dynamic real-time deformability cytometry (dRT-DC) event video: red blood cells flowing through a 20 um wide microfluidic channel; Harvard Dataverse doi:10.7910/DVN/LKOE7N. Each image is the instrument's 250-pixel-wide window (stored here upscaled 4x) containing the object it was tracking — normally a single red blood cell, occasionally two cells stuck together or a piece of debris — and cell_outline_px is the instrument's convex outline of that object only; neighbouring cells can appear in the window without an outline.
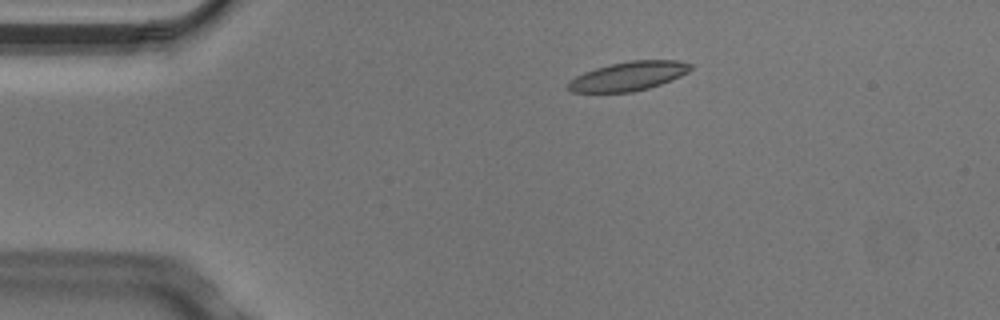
{"species": "Egyptian fruit bat (a non-hibernating species)", "species_latin": "Rousettus aegyptiacus", "temperature_condition": "cold", "stored_images_in_passage": 7, "camera_frame_rate_fps": 3000, "um_per_image_px": 0.085, "animal": {"sex": "male"}, "frame": {"image": 1, "passage_image": 2, "time_ms": 0.333, "image_size_px": [1000, 320], "cell_outline_px": [[692, 68], [688, 72], [672, 80], [648, 88], [632, 92], [572, 92], [568, 88], [568, 80], [584, 72], [608, 64], [632, 60], [680, 60], [692, 64]], "centroid_in_image_um": [53.43, 6.46], "position_along_channel_um": 31.6, "area_um2": 20.75}}
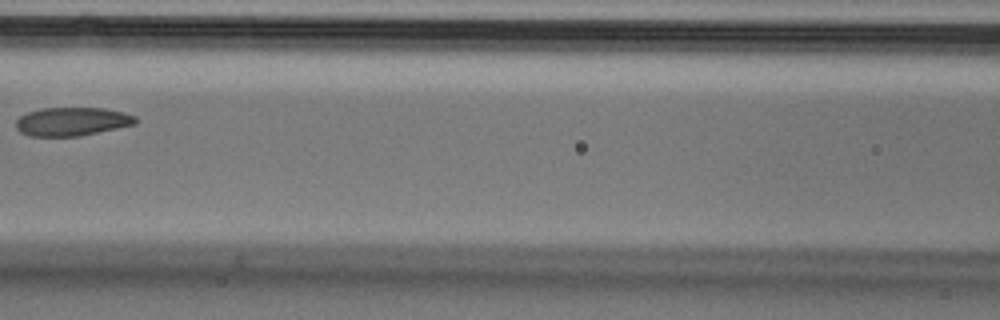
{"frame": {"image": 2, "passage_image": 6, "time_ms": 1.667, "image_size_px": [1000, 320], "cell_outline_px": [[136, 124], [80, 136], [32, 136], [20, 132], [16, 128], [16, 120], [20, 116], [28, 112], [40, 108], [104, 108], [124, 112], [136, 116]], "centroid_in_image_um": [6.12, 10.33], "position_along_channel_um": 160.5, "area_um2": 19.88}}
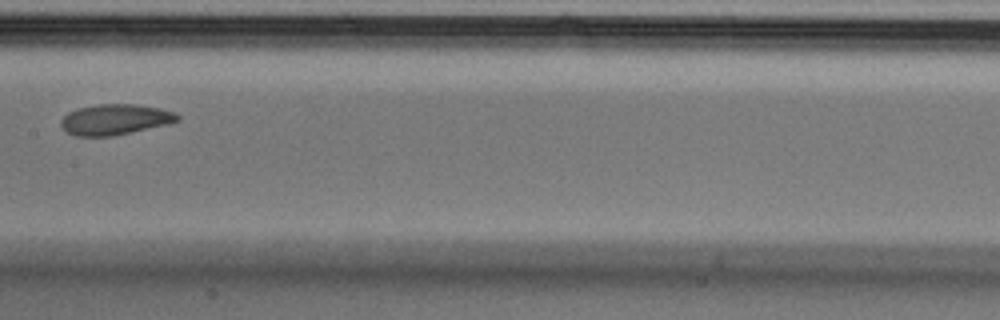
{"frame": {"image": 3, "passage_image": 7, "time_ms": 2.0, "image_size_px": [1000, 320], "cell_outline_px": [[180, 120], [168, 124], [112, 136], [76, 136], [68, 132], [60, 124], [60, 120], [68, 112], [80, 108], [96, 104], [136, 104], [160, 108], [176, 112], [180, 116]], "centroid_in_image_um": [9.81, 10.15], "position_along_channel_um": 197.6, "area_um2": 20.75}}